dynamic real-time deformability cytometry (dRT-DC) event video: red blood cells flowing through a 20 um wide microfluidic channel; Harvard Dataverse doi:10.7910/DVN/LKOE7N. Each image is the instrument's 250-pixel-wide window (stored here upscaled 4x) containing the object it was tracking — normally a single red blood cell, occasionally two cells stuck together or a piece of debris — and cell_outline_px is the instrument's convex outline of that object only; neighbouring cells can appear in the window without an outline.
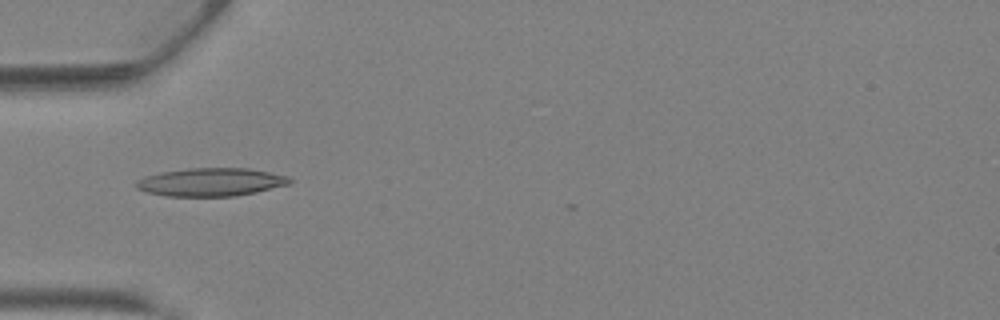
{"species": "Egyptian fruit bat (a non-hibernating species)", "species_latin": "Rousettus aegyptiacus", "temperature_condition": "warm", "stored_images_in_passage": 24, "camera_frame_rate_fps": 3000, "um_per_image_px": 0.085, "animal": {"sex": "female"}, "frame": {"image": 1, "passage_image": 1, "time_ms": 0.0, "image_size_px": [1000, 320], "cell_outline_px": [[292, 184], [256, 192], [236, 196], [168, 196], [144, 192], [136, 188], [136, 180], [144, 176], [160, 172], [188, 168], [248, 168], [288, 176], [292, 180]], "centroid_in_image_um": [17.92, 15.48], "position_along_channel_um": 67.1, "area_um2": 25.37}}
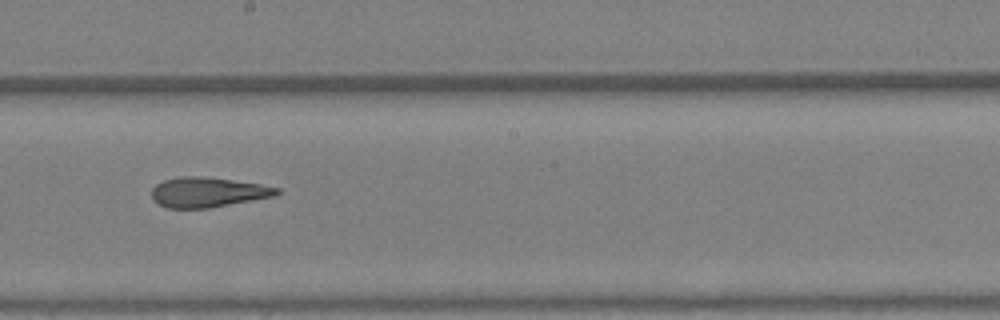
{"frame": {"image": 2, "passage_image": 11, "time_ms": 3.333, "image_size_px": [1000, 320], "cell_outline_px": [[280, 192], [276, 196], [208, 208], [168, 208], [152, 200], [152, 188], [156, 184], [164, 180], [180, 176], [200, 176], [232, 180], [260, 184], [280, 188]], "centroid_in_image_um": [17.66, 16.34], "position_along_channel_um": 230.5, "area_um2": 21.79}}
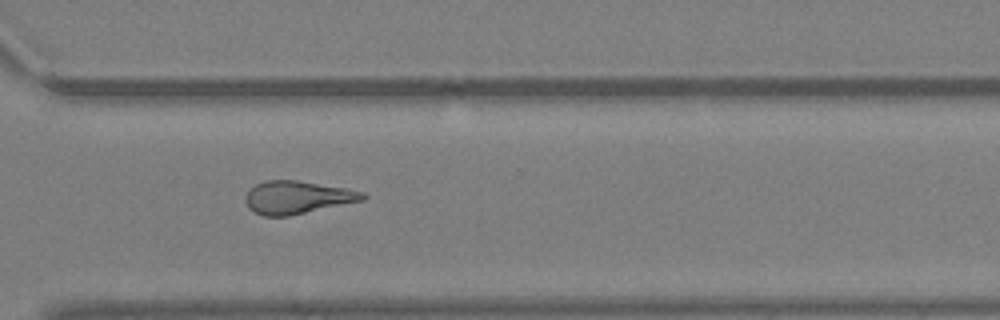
{"frame": {"image": 3, "passage_image": 18, "time_ms": 5.667, "image_size_px": [1000, 320], "cell_outline_px": [[368, 196], [364, 200], [288, 216], [264, 216], [248, 208], [244, 200], [244, 196], [256, 184], [264, 180], [296, 180], [348, 188], [364, 192]], "centroid_in_image_um": [25.28, 16.77], "position_along_channel_um": 345.3, "area_um2": 22.48}}